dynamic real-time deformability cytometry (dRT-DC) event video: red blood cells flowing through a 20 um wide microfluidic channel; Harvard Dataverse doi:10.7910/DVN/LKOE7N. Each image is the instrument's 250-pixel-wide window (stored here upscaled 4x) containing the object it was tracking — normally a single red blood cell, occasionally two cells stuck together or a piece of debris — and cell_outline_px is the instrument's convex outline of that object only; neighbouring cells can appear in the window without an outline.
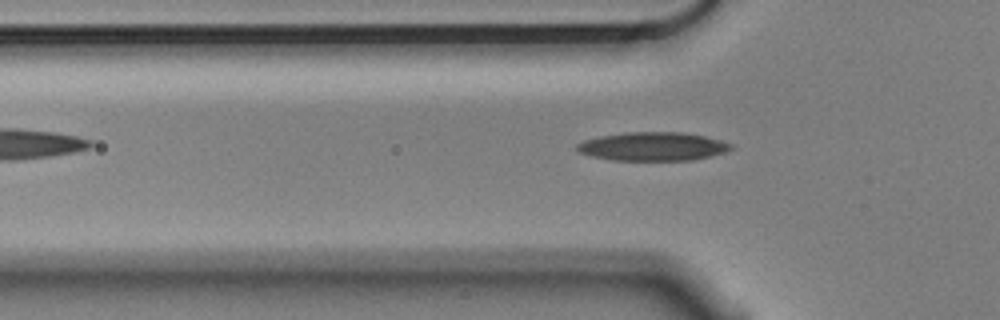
{"species": "Egyptian fruit bat (a non-hibernating species)", "species_latin": "Rousettus aegyptiacus", "temperature_condition": "cold", "stored_images_in_passage": 52, "camera_frame_rate_fps": 3000, "um_per_image_px": 0.085, "animal": {"sex": "male"}, "frame": {"image": 1, "passage_image": 16, "time_ms": 5.0, "image_size_px": [1000, 320], "cell_outline_px": [[732, 148], [728, 152], [692, 160], [612, 160], [592, 156], [580, 152], [576, 148], [576, 144], [584, 140], [600, 136], [624, 132], [684, 132], [704, 136], [720, 140], [732, 144]], "centroid_in_image_um": [55.5, 12.44], "position_along_channel_um": 70.3, "area_um2": 25.66}}
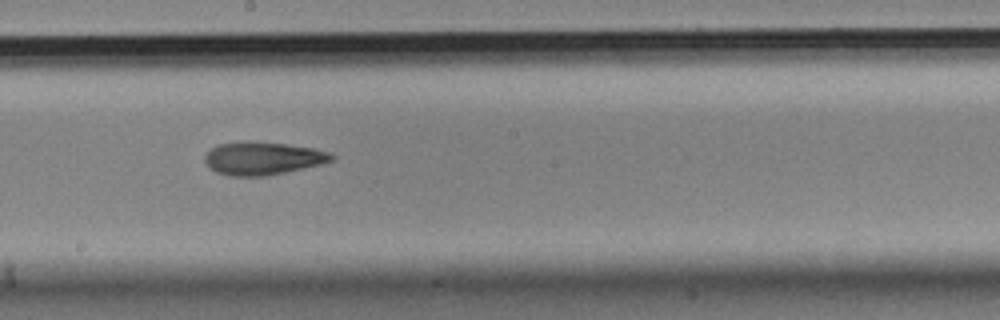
{"frame": {"image": 2, "passage_image": 29, "time_ms": 9.333, "image_size_px": [1000, 320], "cell_outline_px": [[336, 156], [332, 160], [324, 164], [264, 176], [228, 176], [216, 172], [208, 168], [204, 160], [204, 156], [212, 148], [220, 144], [284, 144], [312, 148], [332, 152]], "centroid_in_image_um": [22.37, 13.51], "position_along_channel_um": 225.8, "area_um2": 23.58}}
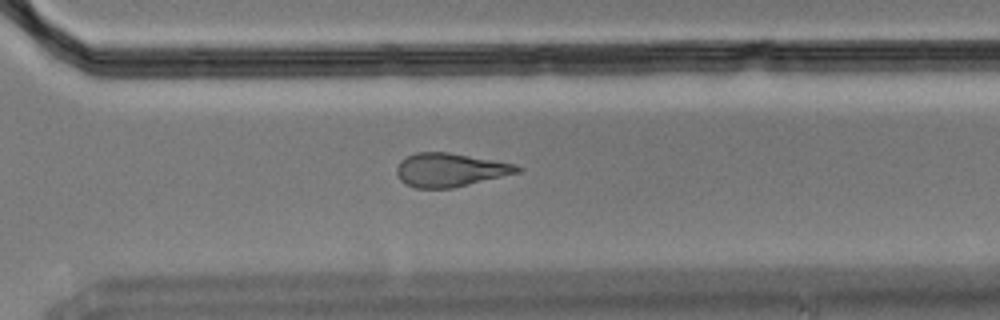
{"frame": {"image": 3, "passage_image": 38, "time_ms": 12.333, "image_size_px": [1000, 320], "cell_outline_px": [[520, 172], [452, 188], [416, 188], [404, 184], [400, 180], [396, 172], [396, 168], [400, 160], [416, 152], [448, 152], [512, 164], [520, 168]], "centroid_in_image_um": [38.17, 14.45], "position_along_channel_um": 332.4, "area_um2": 23.24}}